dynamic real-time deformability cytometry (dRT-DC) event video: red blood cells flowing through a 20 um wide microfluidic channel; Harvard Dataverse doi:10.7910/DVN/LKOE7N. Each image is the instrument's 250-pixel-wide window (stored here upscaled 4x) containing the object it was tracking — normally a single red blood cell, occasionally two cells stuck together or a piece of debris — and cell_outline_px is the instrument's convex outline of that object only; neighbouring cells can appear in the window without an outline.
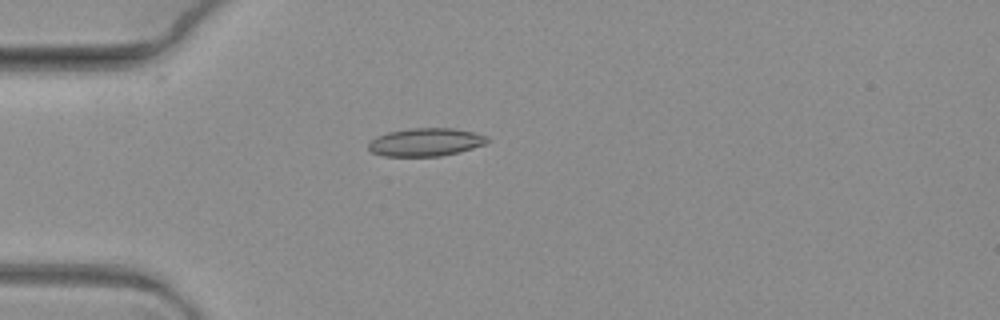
{"species": "common noctule bat (a hibernating species)", "species_latin": "Nyctalus noctula", "temperature_condition": "warm", "stored_images_in_passage": 6, "camera_frame_rate_fps": 3000, "um_per_image_px": 0.085, "animal": {"sex": "female", "body_mass_g": 19.3, "forearm_length_mm": 54.1}, "frame": {"image": 1, "passage_image": 3, "time_ms": 0.667, "image_size_px": [1000, 320], "cell_outline_px": [[488, 140], [484, 144], [460, 152], [440, 156], [384, 156], [372, 152], [368, 148], [368, 144], [376, 136], [388, 132], [412, 128], [452, 128], [472, 132], [488, 136]], "centroid_in_image_um": [36.17, 12.08], "position_along_channel_um": 48.8, "area_um2": 19.31}}
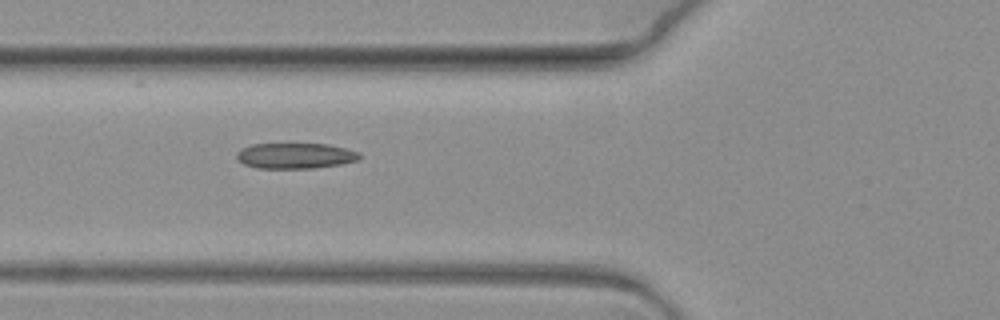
{"frame": {"image": 2, "passage_image": 5, "time_ms": 1.333, "image_size_px": [1000, 320], "cell_outline_px": [[360, 156], [356, 160], [340, 164], [312, 168], [256, 168], [244, 164], [236, 160], [236, 152], [240, 148], [252, 144], [328, 144], [360, 152]], "centroid_in_image_um": [25.03, 13.23], "position_along_channel_um": 100.8, "area_um2": 18.32}}
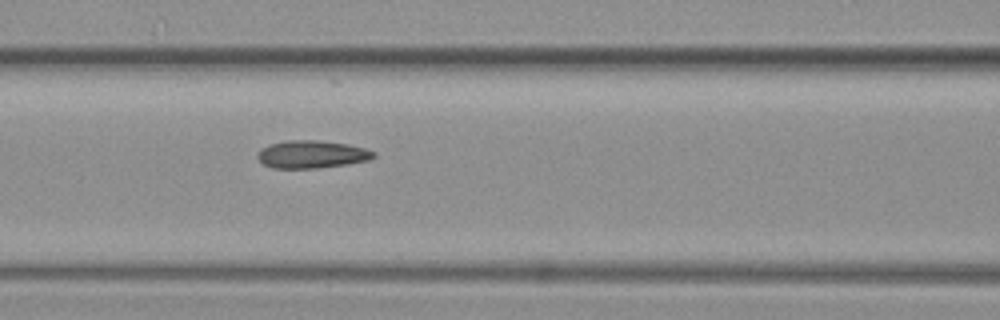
{"frame": {"image": 3, "passage_image": 6, "time_ms": 1.667, "image_size_px": [1000, 320], "cell_outline_px": [[376, 156], [368, 160], [348, 164], [316, 168], [272, 168], [264, 164], [256, 156], [260, 148], [268, 144], [284, 140], [316, 140], [348, 144], [364, 148], [376, 152]], "centroid_in_image_um": [26.48, 13.11], "position_along_channel_um": 140.1, "area_um2": 18.84}}